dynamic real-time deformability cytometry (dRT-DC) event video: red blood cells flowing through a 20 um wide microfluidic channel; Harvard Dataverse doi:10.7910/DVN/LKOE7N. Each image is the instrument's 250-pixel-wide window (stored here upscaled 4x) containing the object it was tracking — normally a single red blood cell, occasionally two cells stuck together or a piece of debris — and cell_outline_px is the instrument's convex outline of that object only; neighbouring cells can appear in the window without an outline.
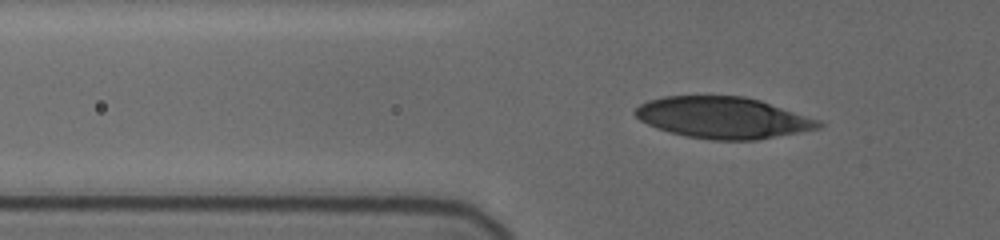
{"species": "human", "species_latin": "Homo sapiens", "temperature_condition": "cold", "stored_images_in_passage": 15, "camera_frame_rate_fps": 3000, "um_per_image_px": 0.085, "donor": {"sex": "female"}, "frame": {"image": 1, "passage_image": 2, "time_ms": 0.333, "image_size_px": [1000, 240], "cell_outline_px": [[824, 124], [820, 128], [756, 140], [712, 140], [688, 136], [656, 128], [640, 120], [632, 112], [640, 104], [648, 100], [664, 96], [744, 96], [760, 100], [820, 120]], "centroid_in_image_um": [61.45, 10.0], "position_along_channel_um": 64.4, "area_um2": 44.1}}
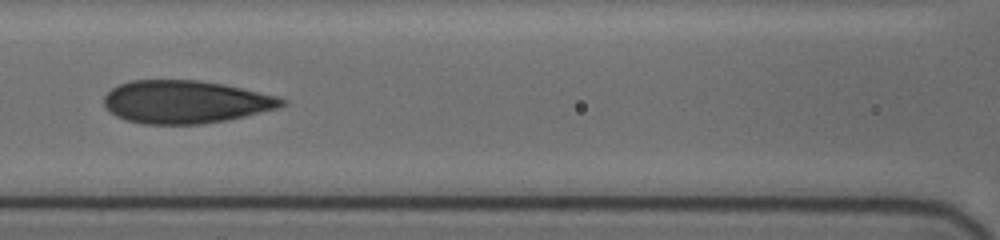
{"frame": {"image": 2, "passage_image": 8, "time_ms": 3.0, "image_size_px": [1000, 240], "cell_outline_px": [[288, 104], [280, 108], [228, 120], [200, 124], [144, 124], [124, 120], [108, 112], [104, 108], [104, 96], [112, 88], [120, 84], [132, 80], [200, 80], [224, 84], [276, 96], [288, 100]], "centroid_in_image_um": [15.77, 8.67], "position_along_channel_um": 150.8, "area_um2": 44.8}}
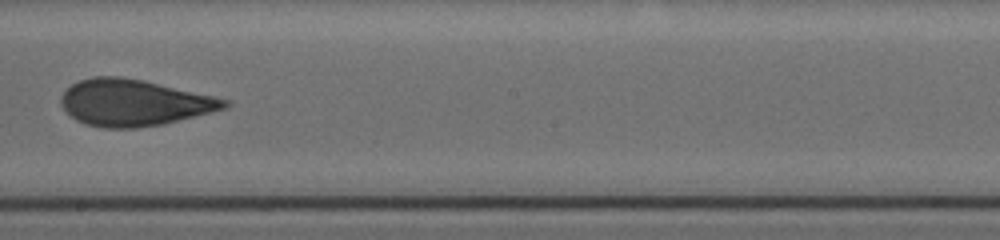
{"frame": {"image": 3, "passage_image": 13, "time_ms": 5.333, "image_size_px": [1000, 240], "cell_outline_px": [[232, 104], [224, 108], [164, 124], [136, 128], [104, 128], [84, 124], [76, 120], [60, 104], [60, 96], [72, 84], [80, 80], [92, 76], [120, 76], [144, 80], [212, 96], [228, 100]], "centroid_in_image_um": [11.34, 8.72], "position_along_channel_um": 236.9, "area_um2": 43.99}}